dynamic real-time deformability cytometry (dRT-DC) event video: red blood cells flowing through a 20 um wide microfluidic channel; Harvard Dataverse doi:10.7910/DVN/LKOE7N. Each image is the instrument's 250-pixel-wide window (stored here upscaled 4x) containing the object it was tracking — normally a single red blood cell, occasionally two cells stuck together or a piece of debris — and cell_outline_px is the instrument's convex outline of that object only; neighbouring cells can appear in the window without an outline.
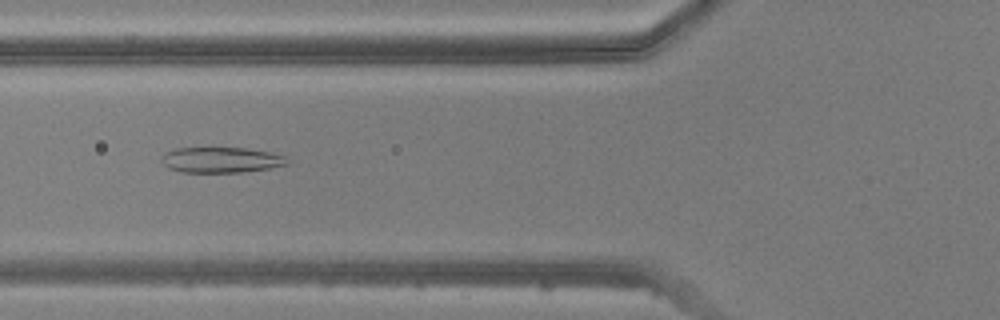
{"species": "common noctule bat (a hibernating species)", "species_latin": "Nyctalus noctula", "temperature_condition": "warm", "stored_images_in_passage": 23, "camera_frame_rate_fps": 3000, "um_per_image_px": 0.085, "animal": {"sex": "male", "body_mass_g": 20.5, "forearm_length_mm": 52.5}, "frame": {"image": 1, "passage_image": 4, "time_ms": 1.0, "image_size_px": [1000, 320], "cell_outline_px": [[288, 164], [268, 168], [240, 172], [180, 172], [168, 168], [160, 160], [160, 156], [164, 152], [176, 148], [244, 148], [272, 152], [284, 156], [288, 160]], "centroid_in_image_um": [18.74, 13.59], "position_along_channel_um": 107.1, "area_um2": 18.73}}